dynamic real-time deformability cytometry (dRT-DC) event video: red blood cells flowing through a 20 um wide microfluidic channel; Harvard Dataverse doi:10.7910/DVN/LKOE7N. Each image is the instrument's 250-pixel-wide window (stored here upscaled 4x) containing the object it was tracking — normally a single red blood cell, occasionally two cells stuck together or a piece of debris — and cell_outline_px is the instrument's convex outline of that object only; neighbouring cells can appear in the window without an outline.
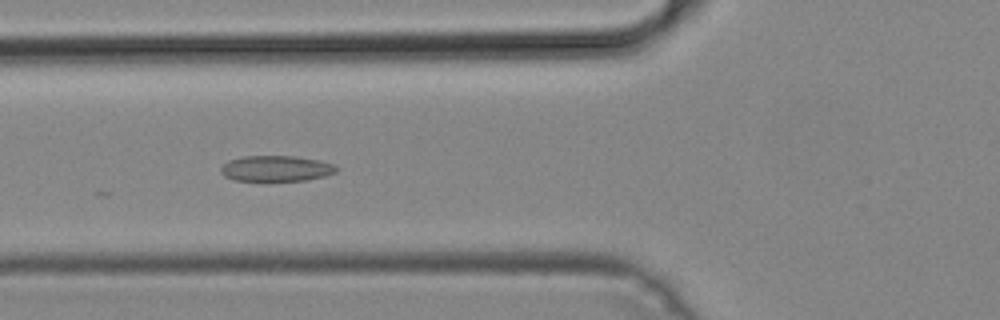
{"species": "common noctule bat (a hibernating species)", "species_latin": "Nyctalus noctula", "temperature_condition": "cold", "stored_images_in_passage": 49, "camera_frame_rate_fps": 3000, "um_per_image_px": 0.085, "animal": {"sex": "male", "body_mass_g": 19.2, "forearm_length_mm": 51.8}, "frame": {"image": 1, "passage_image": 18, "time_ms": 5.667, "image_size_px": [1000, 320], "cell_outline_px": [[340, 168], [336, 172], [324, 176], [308, 180], [236, 180], [224, 176], [220, 172], [220, 168], [228, 160], [244, 156], [296, 156], [316, 160], [332, 164]], "centroid_in_image_um": [23.46, 14.31], "position_along_channel_um": 102.3, "area_um2": 17.17}}
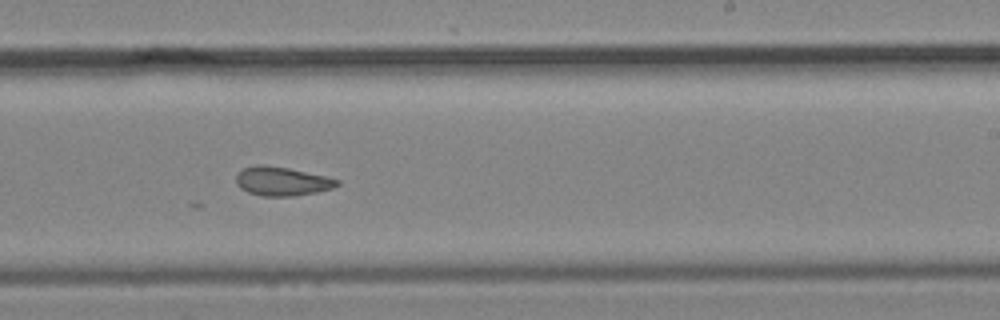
{"frame": {"image": 2, "passage_image": 30, "time_ms": 9.667, "image_size_px": [1000, 320], "cell_outline_px": [[340, 184], [332, 188], [316, 192], [292, 196], [260, 196], [248, 192], [240, 188], [236, 184], [236, 172], [244, 168], [256, 164], [264, 164], [288, 168], [324, 176], [340, 180]], "centroid_in_image_um": [23.92, 15.4], "position_along_channel_um": 265.1, "area_um2": 17.05}}
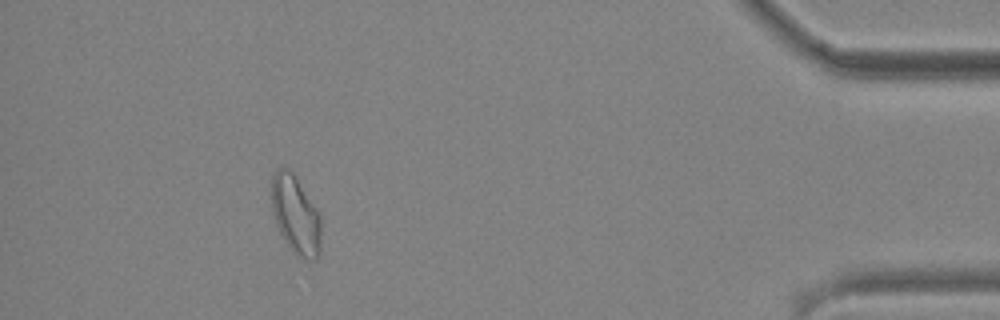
{"frame": {"image": 3, "passage_image": 45, "time_ms": 14.667, "image_size_px": [1000, 320], "cell_outline_px": [[320, 252], [312, 260], [308, 260], [296, 256], [292, 252], [284, 240], [276, 224], [272, 212], [272, 176], [280, 168], [288, 168], [292, 172], [316, 208], [320, 216]], "centroid_in_image_um": [25.12, 18.3], "position_along_channel_um": 410.1, "area_um2": 22.31}}